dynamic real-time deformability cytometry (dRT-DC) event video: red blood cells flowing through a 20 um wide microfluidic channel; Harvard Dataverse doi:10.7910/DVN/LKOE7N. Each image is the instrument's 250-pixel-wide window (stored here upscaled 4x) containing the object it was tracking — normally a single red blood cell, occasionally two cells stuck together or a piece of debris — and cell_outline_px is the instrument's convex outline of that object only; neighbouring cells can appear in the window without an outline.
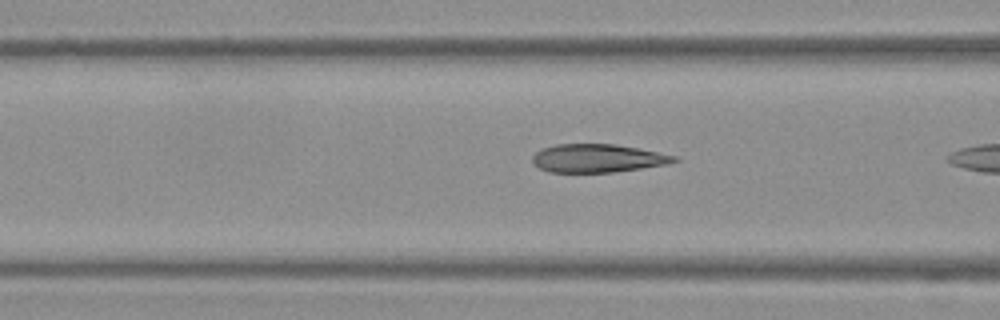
{"species": "Egyptian fruit bat (a non-hibernating species)", "species_latin": "Rousettus aegyptiacus", "temperature_condition": "warm", "stored_images_in_passage": 6, "camera_frame_rate_fps": 3000, "um_per_image_px": 0.085, "frame": {"image": 1, "passage_image": 5, "time_ms": 1.333, "image_size_px": [1000, 320], "cell_outline_px": [[680, 160], [668, 164], [612, 172], [548, 172], [540, 168], [532, 160], [532, 156], [540, 148], [556, 144], [616, 144], [640, 148], [680, 156]], "centroid_in_image_um": [50.84, 13.44], "position_along_channel_um": 115.8, "area_um2": 23.52}}